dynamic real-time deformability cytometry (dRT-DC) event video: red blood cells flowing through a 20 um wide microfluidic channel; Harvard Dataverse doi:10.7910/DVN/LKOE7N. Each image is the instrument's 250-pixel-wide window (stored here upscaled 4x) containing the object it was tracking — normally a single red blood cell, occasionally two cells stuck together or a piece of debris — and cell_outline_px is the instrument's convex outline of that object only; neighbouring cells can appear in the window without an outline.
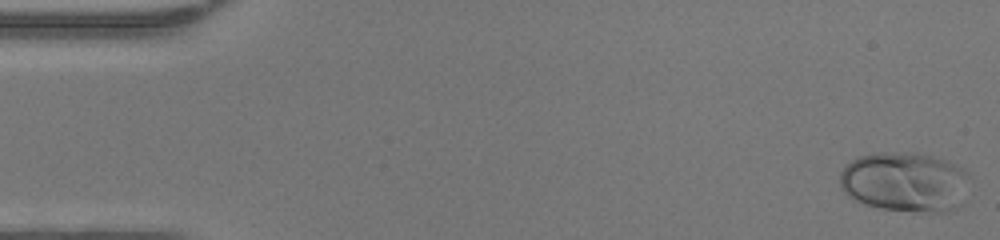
{"species": "human", "species_latin": "Homo sapiens", "temperature_condition": "warm", "stored_images_in_passage": 47, "camera_frame_rate_fps": 3000, "um_per_image_px": 0.085, "donor": {"sex": "female"}, "frame": {"image": 1, "passage_image": 1, "time_ms": 0.0, "image_size_px": [1000, 240], "cell_outline_px": [[968, 176], [960, 204], [956, 208], [944, 212], [936, 212], [884, 208], [864, 204], [848, 196], [844, 192], [840, 184], [840, 172], [852, 160], [860, 156], [880, 152], [916, 152], [932, 156], [944, 160], [964, 168], [968, 172]], "centroid_in_image_um": [76.9, 15.44], "position_along_channel_um": 8.1, "area_um2": 44.8}}
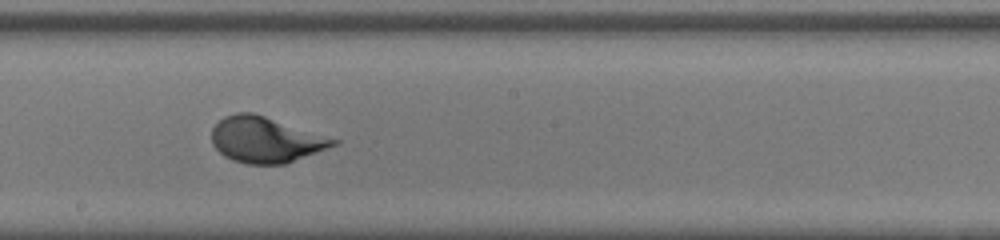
{"frame": {"image": 2, "passage_image": 26, "time_ms": 8.333, "image_size_px": [1000, 240], "cell_outline_px": [[340, 140], [336, 144], [288, 164], [248, 164], [232, 160], [224, 156], [212, 144], [212, 128], [224, 116], [236, 112], [252, 112]], "centroid_in_image_um": [22.55, 11.88], "position_along_channel_um": 225.6, "area_um2": 32.25}}
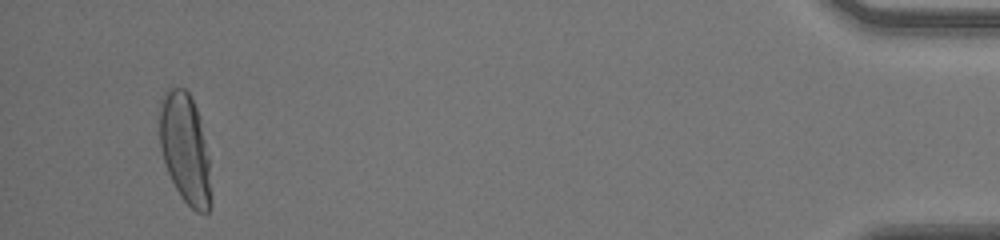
{"frame": {"image": 3, "passage_image": 45, "time_ms": 14.667, "image_size_px": [1000, 240], "cell_outline_px": [[212, 204], [208, 212], [196, 212], [180, 196], [168, 172], [160, 148], [160, 100], [164, 92], [168, 88], [184, 88], [188, 92], [196, 108], [200, 120], [208, 156], [212, 200]], "centroid_in_image_um": [15.74, 12.65], "position_along_channel_um": 419.5, "area_um2": 32.83}}